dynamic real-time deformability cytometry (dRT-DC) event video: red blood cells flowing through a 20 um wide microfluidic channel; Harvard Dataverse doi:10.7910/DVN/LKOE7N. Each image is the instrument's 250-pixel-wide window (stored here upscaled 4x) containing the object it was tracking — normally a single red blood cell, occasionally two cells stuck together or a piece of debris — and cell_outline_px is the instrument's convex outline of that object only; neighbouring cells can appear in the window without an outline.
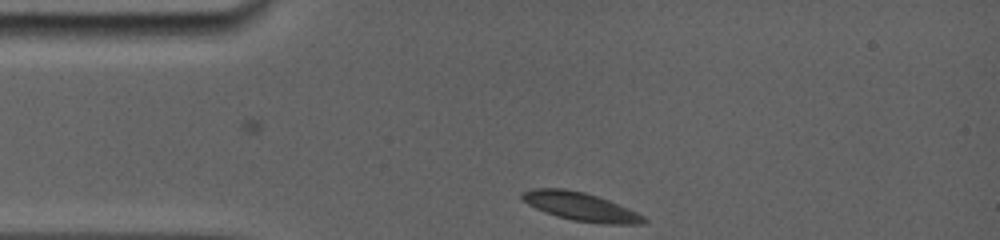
{"species": "common noctule bat (a hibernating species)", "species_latin": "Nyctalus noctula", "temperature_condition": "room temperature", "stored_images_in_passage": 35, "camera_frame_rate_fps": 5000, "um_per_image_px": 0.085, "animal": {"sex": "female", "body_mass_g": 19.0, "forearm_length_mm": 56.7}, "frame": {"image": 1, "passage_image": 1, "time_ms": 0.0, "image_size_px": [1000, 240], "cell_outline_px": [[648, 220], [644, 224], [612, 224], [572, 220], [556, 216], [544, 212], [520, 200], [520, 196], [524, 192], [532, 188], [564, 188], [584, 192], [608, 200], [628, 208], [644, 216]], "centroid_in_image_um": [49.33, 17.56], "position_along_channel_um": 35.7, "area_um2": 20.06}}
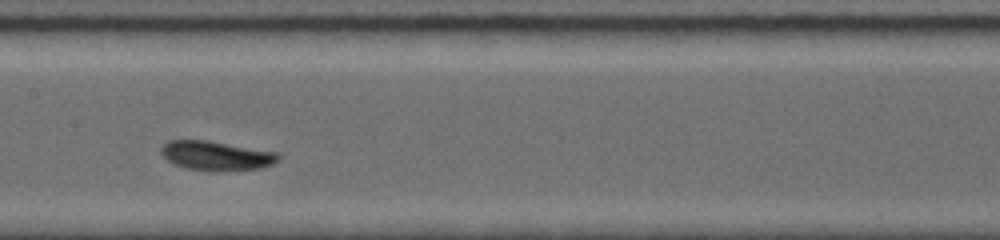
{"frame": {"image": 2, "passage_image": 14, "time_ms": 4.8, "image_size_px": [1000, 240], "cell_outline_px": [[280, 160], [272, 164], [260, 168], [188, 168], [176, 164], [168, 160], [160, 152], [160, 148], [168, 140], [208, 140], [276, 152], [280, 156]], "centroid_in_image_um": [18.37, 13.17], "position_along_channel_um": 189.0, "area_um2": 18.96}}
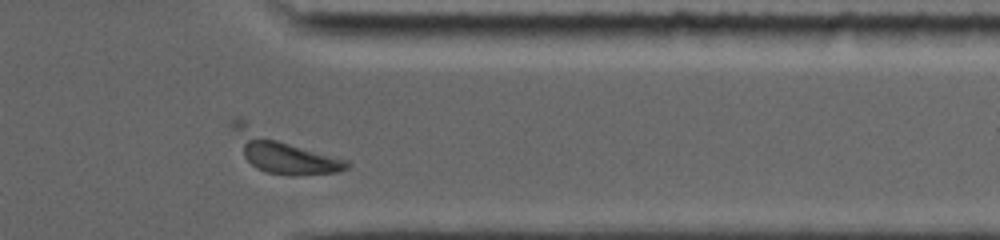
{"frame": {"image": 3, "passage_image": 27, "time_ms": 10.0, "image_size_px": [1000, 240], "cell_outline_px": [[352, 164], [348, 168], [340, 172], [292, 176], [288, 176], [268, 172], [256, 168], [244, 156], [228, 124], [236, 116], [348, 160]], "centroid_in_image_um": [24.03, 12.91], "position_along_channel_um": 387.4, "area_um2": 26.88}, "authors_computed_cell_mechanics": {"area_um2": 19.074, "velocity_mm_per_s": 3.7839, "shape_relaxation_time_tau1_ms": 3.4568, "shape_relaxation_time_tau2_ms": 2.5955, "deformation_change_tau1": 0.1095, "deformation_change_tau2": 0.0659}}